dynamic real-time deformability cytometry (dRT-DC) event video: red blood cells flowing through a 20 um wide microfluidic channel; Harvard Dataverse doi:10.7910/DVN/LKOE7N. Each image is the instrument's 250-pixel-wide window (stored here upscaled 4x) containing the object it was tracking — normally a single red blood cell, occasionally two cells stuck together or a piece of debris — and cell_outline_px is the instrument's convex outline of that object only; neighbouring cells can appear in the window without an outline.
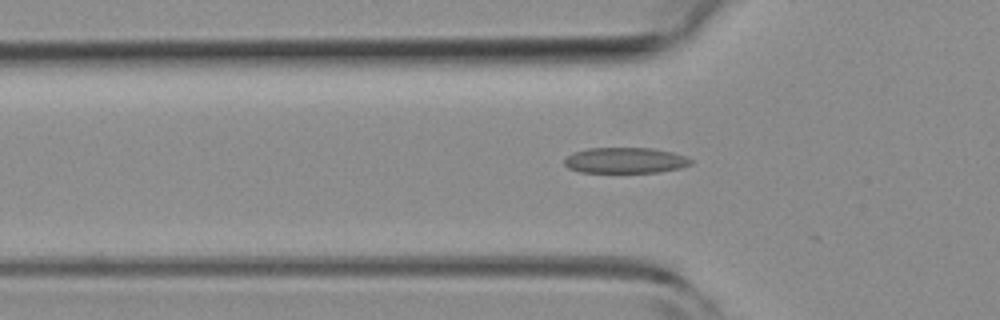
{"species": "common noctule bat (a hibernating species)", "species_latin": "Nyctalus noctula", "temperature_condition": "room temperature", "stored_images_in_passage": 21, "camera_frame_rate_fps": 3000, "um_per_image_px": 0.085, "animal": {"sex": "female", "body_mass_g": 19.3, "forearm_length_mm": 54.1}, "frame": {"image": 1, "passage_image": 17, "time_ms": 5.333, "image_size_px": [1000, 320], "cell_outline_px": [[692, 164], [680, 168], [660, 172], [580, 172], [568, 168], [564, 164], [564, 160], [572, 152], [588, 148], [652, 148], [672, 152], [684, 156], [692, 160]], "centroid_in_image_um": [53.13, 13.63], "position_along_channel_um": 72.7, "area_um2": 18.96}}
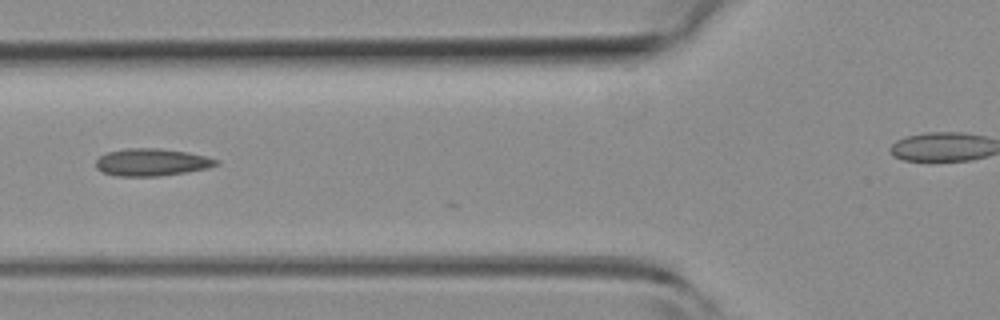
{"frame": {"image": 2, "passage_image": 20, "time_ms": 6.333, "image_size_px": [1000, 320], "cell_outline_px": [[220, 164], [208, 168], [188, 172], [160, 176], [116, 176], [100, 172], [96, 168], [96, 160], [100, 156], [108, 152], [124, 148], [160, 148], [188, 152], [220, 160]], "centroid_in_image_um": [12.9, 13.79], "position_along_channel_um": 112.9, "area_um2": 19.42}}